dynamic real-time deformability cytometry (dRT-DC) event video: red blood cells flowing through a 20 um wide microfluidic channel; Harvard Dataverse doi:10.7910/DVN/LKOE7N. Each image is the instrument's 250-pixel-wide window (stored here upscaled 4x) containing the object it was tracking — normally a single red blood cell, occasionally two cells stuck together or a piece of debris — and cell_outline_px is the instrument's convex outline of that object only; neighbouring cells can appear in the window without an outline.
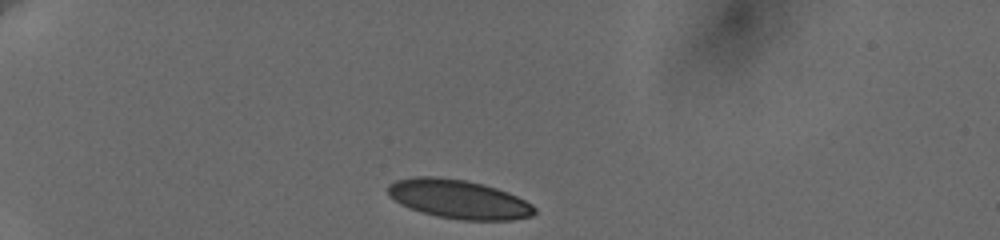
{"species": "human", "species_latin": "Homo sapiens", "temperature_condition": "cold", "stored_images_in_passage": 6, "camera_frame_rate_fps": 3000, "um_per_image_px": 0.085, "donor": {"sex": "female"}, "frame": {"image": 1, "passage_image": 1, "time_ms": 0.0, "image_size_px": [1000, 240], "cell_outline_px": [[536, 212], [532, 216], [512, 220], [460, 220], [436, 216], [420, 212], [400, 204], [388, 196], [388, 184], [396, 180], [416, 176], [436, 176], [464, 180], [484, 184], [508, 192], [532, 204], [536, 208]], "centroid_in_image_um": [38.97, 16.93], "position_along_channel_um": 46.0, "area_um2": 33.41}}
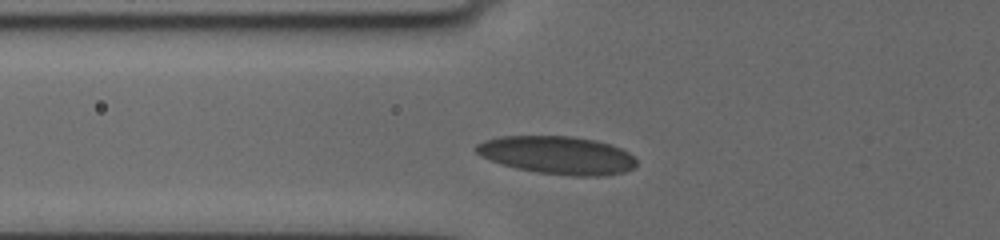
{"frame": {"image": 2, "passage_image": 4, "time_ms": 2.333, "image_size_px": [1000, 240], "cell_outline_px": [[636, 164], [632, 168], [624, 172], [600, 176], [568, 176], [536, 172], [516, 168], [500, 164], [488, 160], [480, 156], [472, 148], [476, 144], [484, 140], [500, 136], [572, 136], [592, 140], [608, 144], [620, 148], [628, 152], [636, 160]], "centroid_in_image_um": [47.3, 13.19], "position_along_channel_um": 78.5, "area_um2": 35.6}}
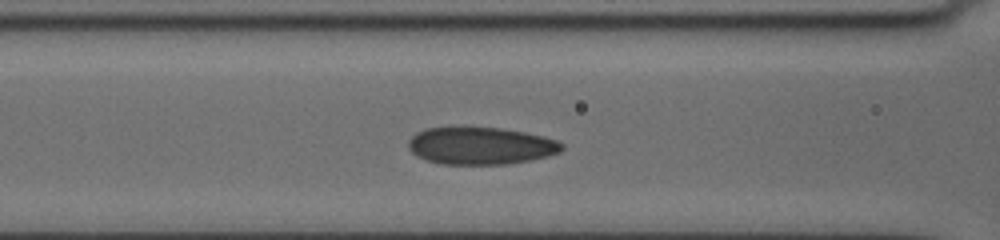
{"frame": {"image": 3, "passage_image": 6, "time_ms": 3.667, "image_size_px": [1000, 240], "cell_outline_px": [[564, 148], [560, 152], [548, 156], [532, 160], [508, 164], [440, 164], [424, 160], [416, 156], [408, 148], [408, 140], [416, 132], [424, 128], [452, 124], [500, 128], [524, 132], [556, 140], [564, 144]], "centroid_in_image_um": [40.78, 12.36], "position_along_channel_um": 125.8, "area_um2": 34.51}}